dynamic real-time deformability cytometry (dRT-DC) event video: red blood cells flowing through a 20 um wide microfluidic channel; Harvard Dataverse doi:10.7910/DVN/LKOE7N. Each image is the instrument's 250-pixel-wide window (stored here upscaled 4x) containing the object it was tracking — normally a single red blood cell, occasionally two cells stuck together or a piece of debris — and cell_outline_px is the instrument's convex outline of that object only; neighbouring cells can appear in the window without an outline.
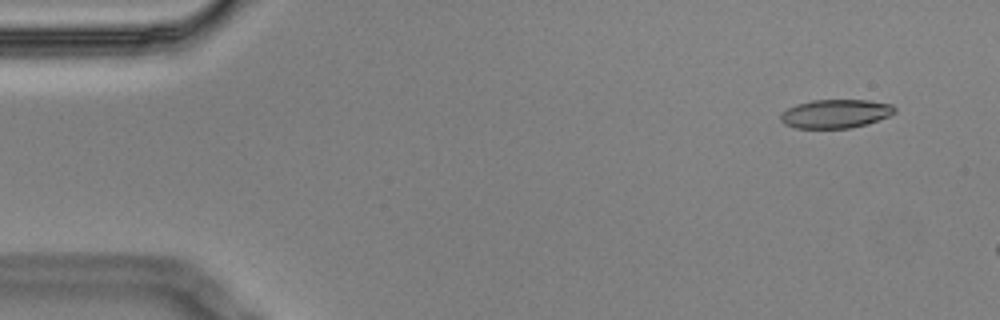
{"species": "Egyptian fruit bat (a non-hibernating species)", "species_latin": "Rousettus aegyptiacus", "temperature_condition": "cold", "stored_images_in_passage": 3, "camera_frame_rate_fps": 3000, "um_per_image_px": 0.085, "animal": {"sex": "male"}, "frame": {"image": 1, "passage_image": 1, "time_ms": 0.0, "image_size_px": [1000, 320], "cell_outline_px": [[896, 112], [888, 116], [864, 124], [848, 128], [796, 128], [784, 124], [780, 120], [780, 116], [788, 108], [796, 104], [812, 100], [868, 100], [892, 104], [896, 108]], "centroid_in_image_um": [71.01, 9.66], "position_along_channel_um": 14.0, "area_um2": 18.9}}